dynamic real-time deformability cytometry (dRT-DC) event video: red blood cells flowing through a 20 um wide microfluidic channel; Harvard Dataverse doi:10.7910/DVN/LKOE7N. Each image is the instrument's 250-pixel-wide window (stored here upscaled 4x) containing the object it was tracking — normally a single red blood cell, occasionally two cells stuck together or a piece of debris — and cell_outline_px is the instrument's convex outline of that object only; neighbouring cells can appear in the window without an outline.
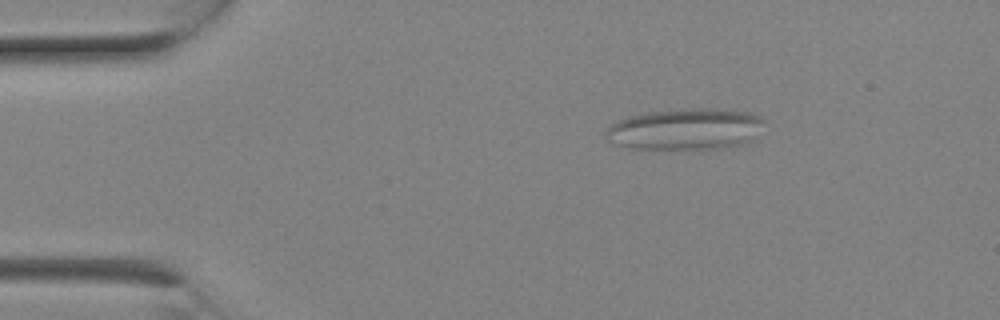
{"species": "Egyptian fruit bat (a non-hibernating species)", "species_latin": "Rousettus aegyptiacus", "temperature_condition": "room temperature", "stored_images_in_passage": 5, "camera_frame_rate_fps": 3000, "um_per_image_px": 0.085, "animal": {"sex": "female"}, "frame": {"image": 1, "passage_image": 1, "time_ms": 0.0, "image_size_px": [1000, 320], "cell_outline_px": [[768, 120], [756, 140], [744, 144], [724, 148], [700, 152], [632, 148], [608, 140], [604, 132], [612, 124], [628, 116], [648, 112], [684, 108], [716, 108], [748, 112], [764, 116]], "centroid_in_image_um": [58.42, 11.01], "position_along_channel_um": 26.6, "area_um2": 39.94}}